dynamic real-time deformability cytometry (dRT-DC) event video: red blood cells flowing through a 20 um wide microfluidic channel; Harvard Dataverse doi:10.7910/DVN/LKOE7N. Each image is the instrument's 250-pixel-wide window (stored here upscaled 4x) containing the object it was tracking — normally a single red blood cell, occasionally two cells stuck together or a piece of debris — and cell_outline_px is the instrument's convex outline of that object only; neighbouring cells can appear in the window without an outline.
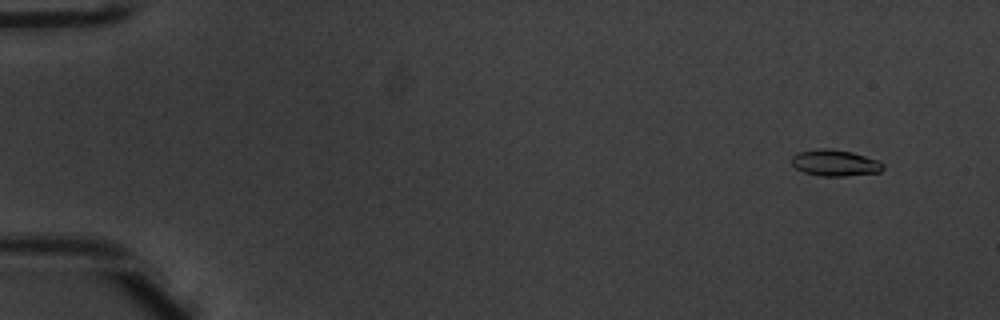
{"species": "common noctule bat (a hibernating species)", "species_latin": "Nyctalus noctula", "temperature_condition": "warm", "stored_images_in_passage": 17, "camera_frame_rate_fps": 3000, "um_per_image_px": 0.085, "animal": {"sex": "male", "body_mass_g": 20.1, "forearm_length_mm": 53.5}, "frame": {"image": 1, "passage_image": 3, "time_ms": 0.667, "image_size_px": [1000, 320], "cell_outline_px": [[884, 168], [880, 172], [844, 176], [820, 176], [804, 172], [796, 168], [792, 164], [792, 156], [800, 152], [816, 148], [828, 148], [852, 152], [876, 160], [884, 164]], "centroid_in_image_um": [70.97, 13.85], "position_along_channel_um": 14.0, "area_um2": 13.93}}
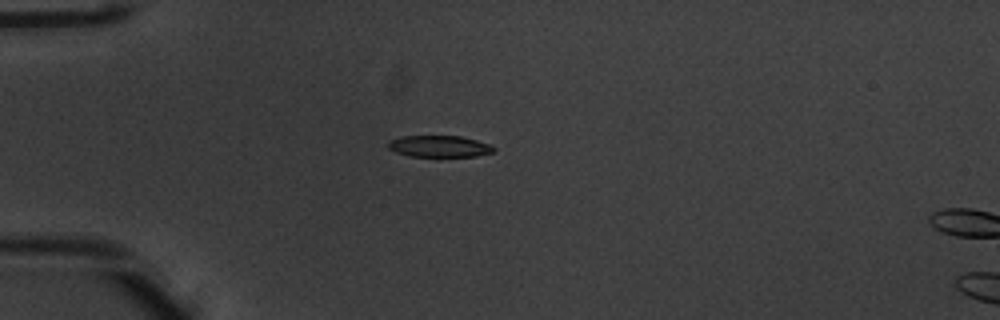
{"frame": {"image": 2, "passage_image": 14, "time_ms": 4.333, "image_size_px": [1000, 320], "cell_outline_px": [[496, 148], [492, 152], [476, 156], [408, 156], [396, 152], [388, 148], [388, 140], [400, 136], [460, 136], [492, 144]], "centroid_in_image_um": [37.33, 12.43], "position_along_channel_um": 47.7, "area_um2": 13.29}}